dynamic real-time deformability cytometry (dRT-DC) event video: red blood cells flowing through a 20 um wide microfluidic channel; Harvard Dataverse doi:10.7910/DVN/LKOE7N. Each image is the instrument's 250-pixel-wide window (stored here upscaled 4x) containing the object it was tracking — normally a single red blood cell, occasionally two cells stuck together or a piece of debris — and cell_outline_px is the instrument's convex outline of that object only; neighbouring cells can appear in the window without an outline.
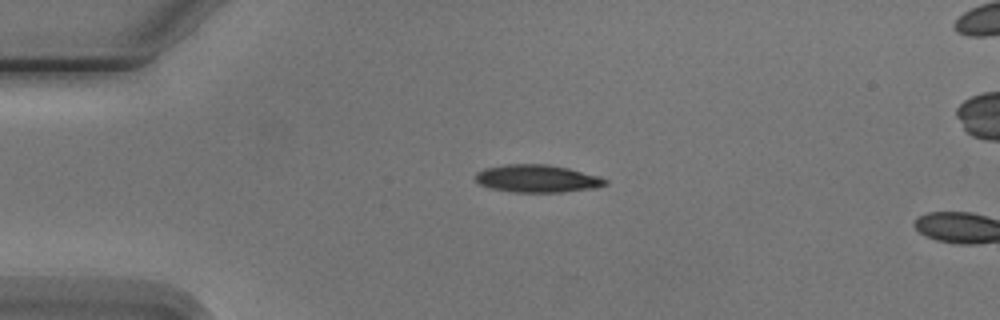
{"species": "Egyptian fruit bat (a non-hibernating species)", "species_latin": "Rousettus aegyptiacus", "temperature_condition": "cold", "stored_images_in_passage": 2, "camera_frame_rate_fps": 3000, "um_per_image_px": 0.085, "animal": {"sex": "male"}, "frame": {"image": 1, "passage_image": 1, "time_ms": 0.0, "image_size_px": [1000, 320], "cell_outline_px": [[608, 184], [596, 188], [564, 192], [512, 192], [488, 188], [480, 184], [472, 176], [476, 172], [484, 168], [508, 164], [548, 164], [568, 168], [600, 176], [608, 180]], "centroid_in_image_um": [45.65, 15.18], "position_along_channel_um": 39.3, "area_um2": 21.21}}